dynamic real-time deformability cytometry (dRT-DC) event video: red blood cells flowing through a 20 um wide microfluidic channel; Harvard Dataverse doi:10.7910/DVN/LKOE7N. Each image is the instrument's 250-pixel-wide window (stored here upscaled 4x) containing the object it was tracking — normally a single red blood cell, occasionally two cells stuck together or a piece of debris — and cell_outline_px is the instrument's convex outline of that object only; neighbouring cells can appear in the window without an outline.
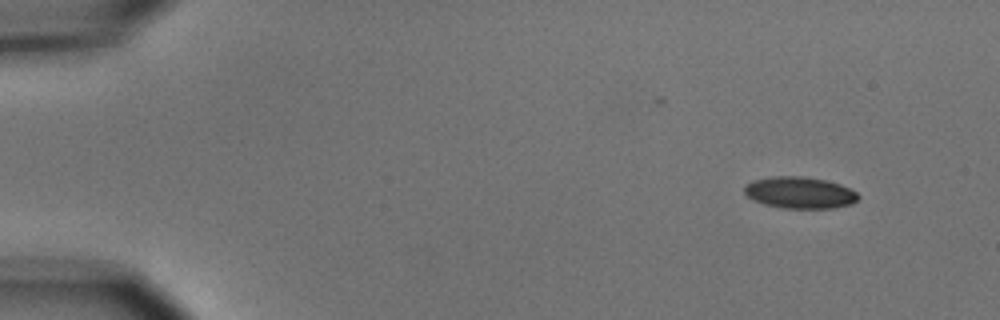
{"species": "common noctule bat (a hibernating species)", "species_latin": "Nyctalus noctula", "temperature_condition": "cold", "stored_images_in_passage": 8, "camera_frame_rate_fps": 3000, "um_per_image_px": 0.085, "animal": {"sex": "male", "body_mass_g": 15.6}, "frame": {"image": 1, "passage_image": 1, "time_ms": 0.0, "image_size_px": [1000, 320], "cell_outline_px": [[860, 196], [852, 204], [836, 208], [784, 208], [764, 204], [752, 200], [744, 192], [744, 184], [752, 180], [772, 176], [804, 176], [824, 180], [840, 184], [856, 192]], "centroid_in_image_um": [67.95, 16.37], "position_along_channel_um": 17.0, "area_um2": 21.1}}
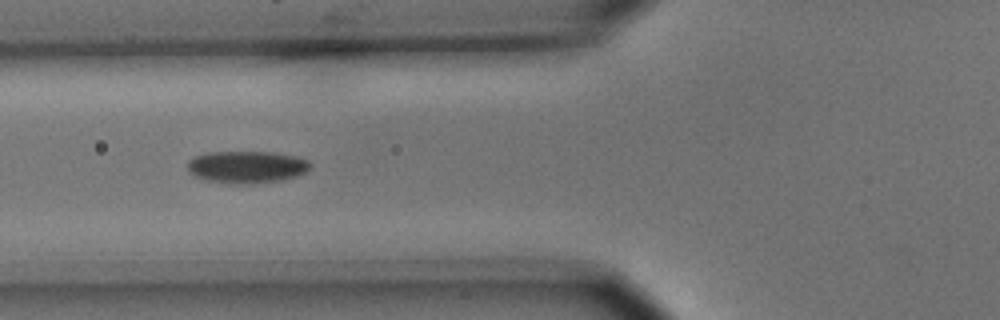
{"frame": {"image": 2, "passage_image": 5, "time_ms": 5.333, "image_size_px": [1000, 320], "cell_outline_px": [[312, 164], [304, 172], [296, 176], [280, 180], [252, 184], [232, 184], [208, 180], [196, 176], [188, 172], [188, 160], [196, 156], [208, 152], [276, 152], [296, 156], [308, 160]], "centroid_in_image_um": [20.97, 14.19], "position_along_channel_um": 104.8, "area_um2": 23.0}}
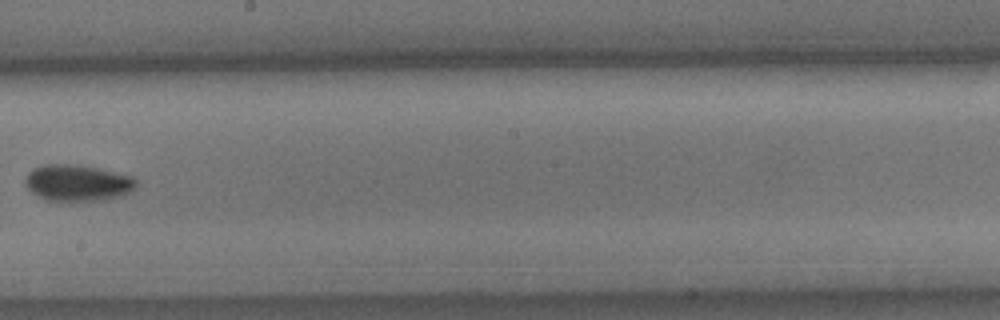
{"frame": {"image": 3, "passage_image": 8, "time_ms": 9.0, "image_size_px": [1000, 320], "cell_outline_px": [[136, 184], [128, 192], [104, 200], [72, 204], [56, 204], [44, 200], [36, 196], [24, 184], [24, 180], [28, 172], [32, 168], [44, 164], [72, 164], [96, 168], [132, 176], [136, 180]], "centroid_in_image_um": [6.48, 15.6], "position_along_channel_um": 241.7, "area_um2": 24.33}}